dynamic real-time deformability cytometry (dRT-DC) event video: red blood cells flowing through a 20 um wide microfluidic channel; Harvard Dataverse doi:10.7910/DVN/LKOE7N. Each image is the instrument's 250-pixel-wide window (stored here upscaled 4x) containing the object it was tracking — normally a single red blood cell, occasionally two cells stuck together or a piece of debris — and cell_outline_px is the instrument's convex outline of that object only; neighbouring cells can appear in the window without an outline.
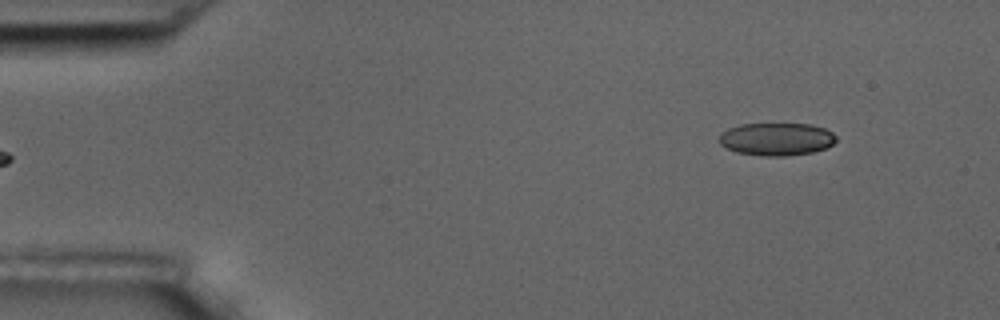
{"species": "common noctule bat (a hibernating species)", "species_latin": "Nyctalus noctula", "temperature_condition": "room temperature", "stored_images_in_passage": 6, "segment_of_instrument_passage": [2, 2], "camera_frame_rate_fps": 3000, "um_per_image_px": 0.085, "animal": {"sex": "male", "body_mass_g": 17.5, "forearm_length_mm": 52.3}, "frame": {"image": 1, "passage_image": 6, "time_ms": 6.667, "image_size_px": [1000, 320], "cell_outline_px": [[836, 140], [828, 148], [812, 152], [784, 156], [760, 156], [736, 152], [720, 144], [720, 132], [728, 128], [740, 124], [812, 124], [824, 128], [832, 132], [836, 136]], "centroid_in_image_um": [66.01, 11.82], "position_along_channel_um": 19.0, "area_um2": 22.43}}